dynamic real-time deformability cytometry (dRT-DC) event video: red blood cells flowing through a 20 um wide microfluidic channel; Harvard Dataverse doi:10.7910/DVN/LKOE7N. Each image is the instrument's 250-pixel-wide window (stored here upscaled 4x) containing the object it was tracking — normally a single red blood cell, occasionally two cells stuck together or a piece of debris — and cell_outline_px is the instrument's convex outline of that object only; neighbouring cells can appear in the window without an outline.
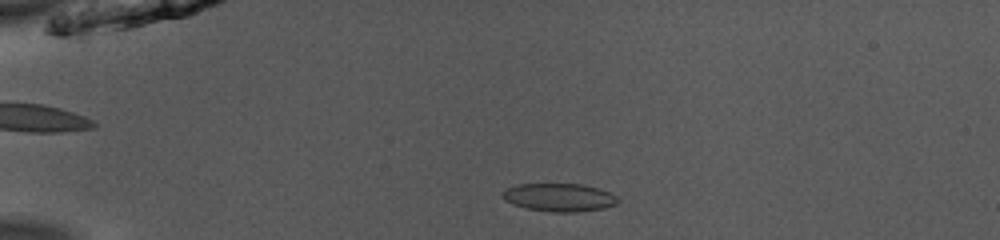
{"species": "common noctule bat (a hibernating species)", "species_latin": "Nyctalus noctula", "temperature_condition": "room temperature", "stored_images_in_passage": 50, "camera_frame_rate_fps": 3000, "um_per_image_px": 0.085, "animal": {"sex": "male", "body_mass_g": 13.0, "forearm_length_mm": 53.1}, "frame": {"image": 1, "passage_image": 11, "time_ms": 3.333, "image_size_px": [1000, 240], "cell_outline_px": [[620, 200], [616, 204], [604, 208], [576, 212], [552, 212], [524, 208], [512, 204], [504, 200], [500, 196], [500, 192], [504, 188], [516, 184], [584, 184], [608, 192], [616, 196]], "centroid_in_image_um": [47.45, 16.78], "position_along_channel_um": 37.5, "area_um2": 19.13}}
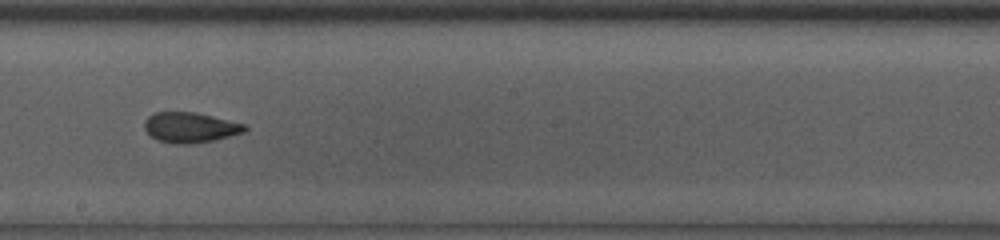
{"frame": {"image": 2, "passage_image": 29, "time_ms": 9.333, "image_size_px": [1000, 240], "cell_outline_px": [[248, 128], [244, 132], [216, 140], [188, 144], [176, 144], [156, 140], [144, 128], [144, 120], [148, 116], [156, 112], [196, 112], [248, 124]], "centroid_in_image_um": [16.2, 10.83], "position_along_channel_um": 232.0, "area_um2": 17.92}}
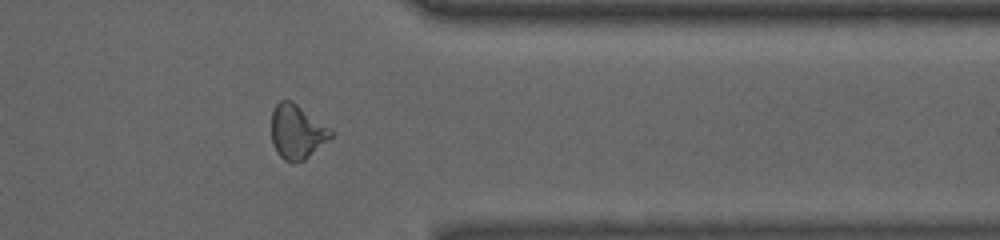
{"frame": {"image": 3, "passage_image": 41, "time_ms": 13.333, "image_size_px": [1000, 240], "cell_outline_px": [[332, 136], [304, 160], [284, 160], [276, 152], [272, 144], [272, 112], [276, 104], [280, 100], [292, 100], [332, 128]], "centroid_in_image_um": [25.24, 11.16], "position_along_channel_um": 386.2, "area_um2": 18.67}, "authors_computed_cell_mechanics": {"area_um2": 18.5827, "velocity_mm_per_s": 3.9742, "shape_relaxation_time_tau1_ms": 8.4572, "shape_relaxation_time_tau2_ms": 1.6801, "deformation_change_tau1": 0.2052, "deformation_change_tau2": 0.0507}}